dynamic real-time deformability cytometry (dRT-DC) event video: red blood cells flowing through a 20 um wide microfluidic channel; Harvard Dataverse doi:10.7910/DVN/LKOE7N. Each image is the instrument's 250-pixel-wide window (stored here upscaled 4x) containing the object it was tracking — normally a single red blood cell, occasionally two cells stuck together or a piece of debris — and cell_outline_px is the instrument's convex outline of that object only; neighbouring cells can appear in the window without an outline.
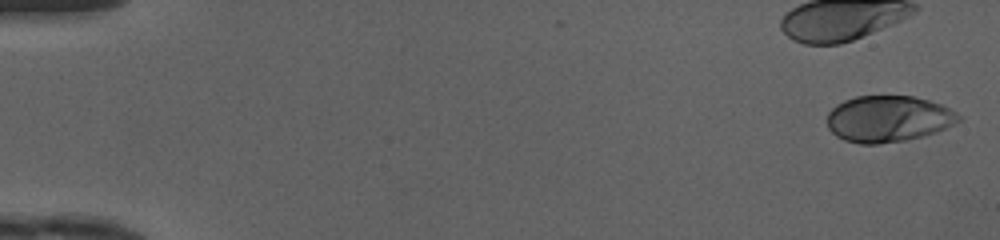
{"species": "human", "species_latin": "Homo sapiens", "temperature_condition": "cold", "stored_images_in_passage": 14, "camera_frame_rate_fps": 3000, "um_per_image_px": 0.085, "donor": {"sex": "female"}, "frame": {"image": 1, "passage_image": 1, "time_ms": 0.0, "image_size_px": [1000, 240], "cell_outline_px": [[960, 120], [936, 132], [904, 140], [876, 144], [860, 144], [844, 140], [836, 136], [828, 128], [828, 112], [836, 104], [844, 100], [856, 96], [912, 96], [928, 100], [940, 104], [956, 112], [960, 116]], "centroid_in_image_um": [75.46, 10.09], "position_along_channel_um": 9.5, "area_um2": 35.26}}